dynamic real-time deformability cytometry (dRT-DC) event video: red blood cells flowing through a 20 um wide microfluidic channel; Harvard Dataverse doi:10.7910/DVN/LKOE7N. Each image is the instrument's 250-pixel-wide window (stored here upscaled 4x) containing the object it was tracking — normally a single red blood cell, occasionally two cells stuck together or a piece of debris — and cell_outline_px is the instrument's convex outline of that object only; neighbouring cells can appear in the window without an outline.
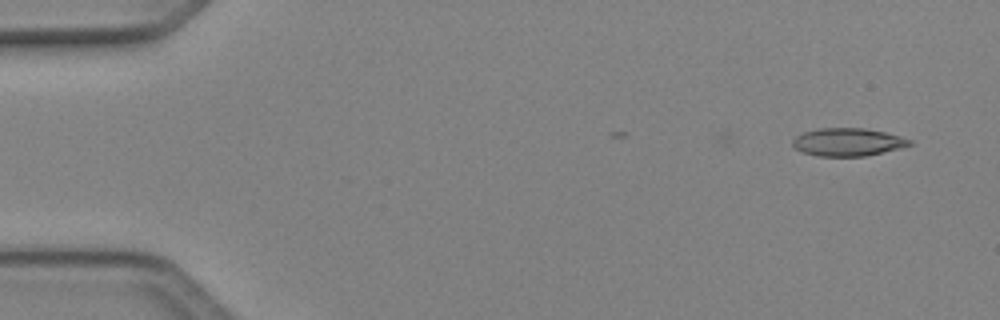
{"species": "Egyptian fruit bat (a non-hibernating species)", "species_latin": "Rousettus aegyptiacus", "temperature_condition": "cold", "stored_images_in_passage": 3, "camera_frame_rate_fps": 3000, "um_per_image_px": 0.085, "animal": {"sex": "female"}, "frame": {"image": 1, "passage_image": 3, "time_ms": 0.667, "image_size_px": [1000, 320], "cell_outline_px": [[912, 144], [900, 148], [864, 156], [816, 156], [800, 152], [792, 144], [792, 140], [796, 136], [804, 132], [816, 128], [864, 128], [884, 132], [900, 136], [912, 140]], "centroid_in_image_um": [72.03, 12.07], "position_along_channel_um": 13.0, "area_um2": 19.02}}